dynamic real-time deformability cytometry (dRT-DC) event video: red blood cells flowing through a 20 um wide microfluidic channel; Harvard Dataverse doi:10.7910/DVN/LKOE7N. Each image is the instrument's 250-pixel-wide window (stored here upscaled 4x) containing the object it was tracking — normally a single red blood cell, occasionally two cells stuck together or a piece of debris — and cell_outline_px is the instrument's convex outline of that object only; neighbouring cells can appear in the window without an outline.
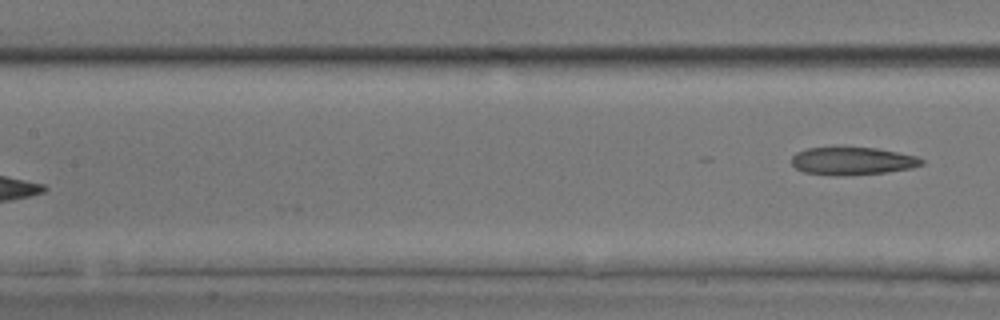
{"species": "common noctule bat (a hibernating species)", "species_latin": "Nyctalus noctula", "temperature_condition": "room temperature", "stored_images_in_passage": 8, "segment_of_instrument_passage": [2, 2], "camera_frame_rate_fps": 3000, "um_per_image_px": 0.085, "animal": {"sex": "male", "body_mass_g": 17.9, "forearm_length_mm": 54.2}, "frame": {"image": 1, "passage_image": 8, "time_ms": 2.333, "image_size_px": [1000, 320], "cell_outline_px": [[924, 164], [912, 168], [888, 172], [844, 176], [836, 176], [804, 172], [796, 168], [792, 164], [792, 156], [796, 152], [808, 148], [848, 144], [876, 148], [916, 156], [924, 160]], "centroid_in_image_um": [72.43, 13.65], "position_along_channel_um": 135.0, "area_um2": 21.96}}